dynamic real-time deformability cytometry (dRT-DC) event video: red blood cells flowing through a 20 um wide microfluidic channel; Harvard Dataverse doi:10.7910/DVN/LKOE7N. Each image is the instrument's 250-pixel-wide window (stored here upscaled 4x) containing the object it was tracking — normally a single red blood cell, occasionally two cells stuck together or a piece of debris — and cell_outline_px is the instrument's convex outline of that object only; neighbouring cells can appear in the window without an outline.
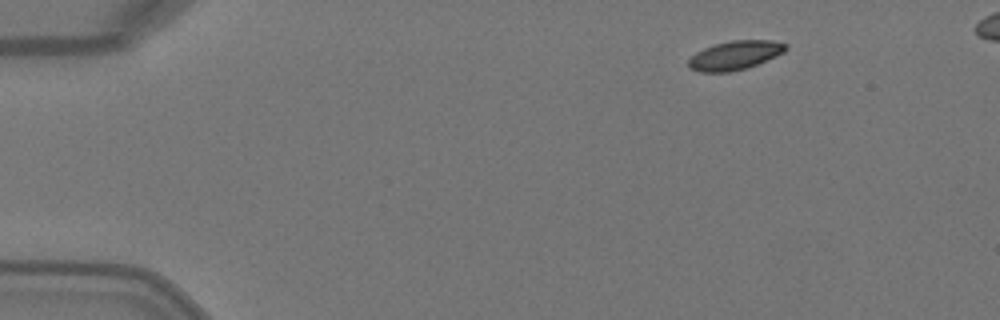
{"species": "Egyptian fruit bat (a non-hibernating species)", "species_latin": "Rousettus aegyptiacus", "temperature_condition": "warm", "stored_images_in_passage": 4, "camera_frame_rate_fps": 3000, "um_per_image_px": 0.085, "animal": {"sex": "female"}, "frame": {"image": 1, "passage_image": 1, "time_ms": 0.0, "image_size_px": [1000, 320], "cell_outline_px": [[788, 48], [784, 52], [748, 68], [728, 72], [700, 72], [688, 68], [688, 60], [696, 52], [704, 48], [716, 44], [732, 40], [772, 40], [788, 44]], "centroid_in_image_um": [62.47, 4.7], "position_along_channel_um": 22.5, "area_um2": 16.42}}